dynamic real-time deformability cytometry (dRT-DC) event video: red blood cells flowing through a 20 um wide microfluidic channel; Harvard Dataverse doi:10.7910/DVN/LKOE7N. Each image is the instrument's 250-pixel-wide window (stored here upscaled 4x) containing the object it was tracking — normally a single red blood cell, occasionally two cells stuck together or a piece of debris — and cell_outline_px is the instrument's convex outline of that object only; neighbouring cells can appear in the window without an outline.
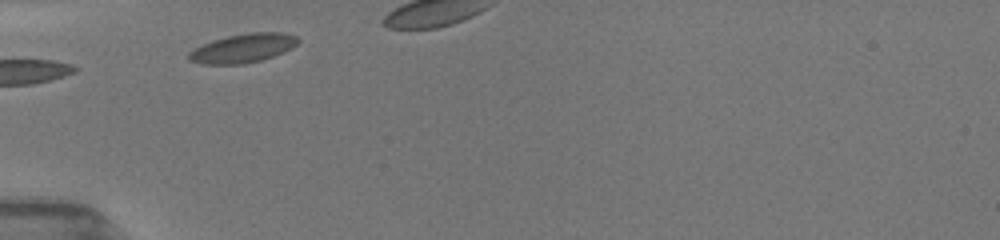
{"species": "common noctule bat (a hibernating species)", "species_latin": "Nyctalus noctula", "temperature_condition": "room temperature", "stored_images_in_passage": 3, "camera_frame_rate_fps": 3000, "um_per_image_px": 0.085, "animal": {"sex": "female", "body_mass_g": 19.5, "forearm_length_mm": 54.1}, "frame": {"image": 1, "passage_image": 1, "time_ms": 0.0, "image_size_px": [1000, 240], "cell_outline_px": [[300, 40], [292, 48], [272, 56], [260, 60], [244, 64], [204, 64], [188, 60], [188, 52], [212, 40], [228, 36], [248, 32], [280, 32], [296, 36]], "centroid_in_image_um": [20.65, 4.09], "position_along_channel_um": 64.4, "area_um2": 18.21}}